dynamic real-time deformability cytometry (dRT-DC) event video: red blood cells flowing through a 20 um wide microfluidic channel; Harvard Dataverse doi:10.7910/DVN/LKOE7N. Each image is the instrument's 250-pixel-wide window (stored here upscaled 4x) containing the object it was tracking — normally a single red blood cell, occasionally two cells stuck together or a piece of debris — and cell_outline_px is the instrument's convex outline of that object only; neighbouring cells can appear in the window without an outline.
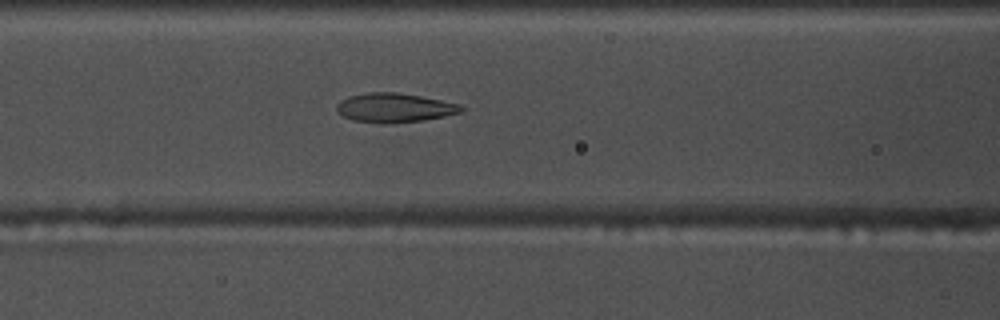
{"species": "common noctule bat (a hibernating species)", "species_latin": "Nyctalus noctula", "temperature_condition": "warm", "stored_images_in_passage": 53, "camera_frame_rate_fps": 3000, "um_per_image_px": 0.085, "animal": {"sex": "male", "body_mass_g": 17.5, "forearm_length_mm": 52.3}, "frame": {"image": 1, "passage_image": 21, "time_ms": 6.667, "image_size_px": [1000, 320], "cell_outline_px": [[464, 108], [460, 112], [444, 116], [424, 120], [388, 124], [352, 120], [344, 116], [336, 108], [336, 104], [340, 100], [348, 96], [368, 92], [396, 92], [420, 96], [460, 104]], "centroid_in_image_um": [33.51, 9.15], "position_along_channel_um": 133.1, "area_um2": 21.1}}
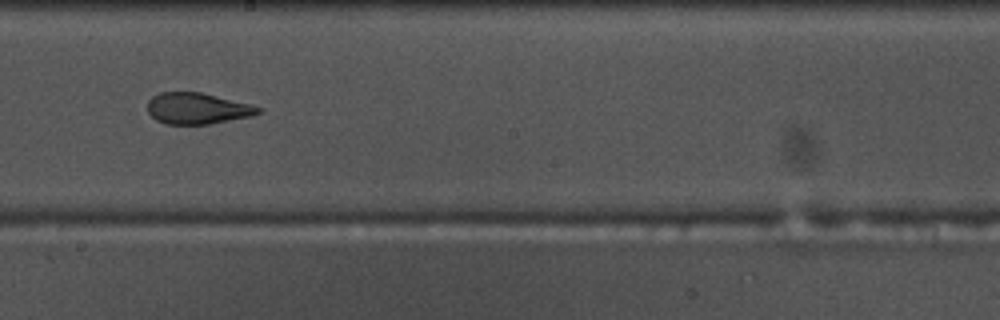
{"frame": {"image": 2, "passage_image": 29, "time_ms": 9.333, "image_size_px": [1000, 320], "cell_outline_px": [[260, 112], [252, 116], [212, 124], [164, 124], [156, 120], [148, 112], [148, 100], [152, 96], [160, 92], [200, 92], [248, 104], [260, 108]], "centroid_in_image_um": [16.72, 9.23], "position_along_channel_um": 231.5, "area_um2": 20.0}}
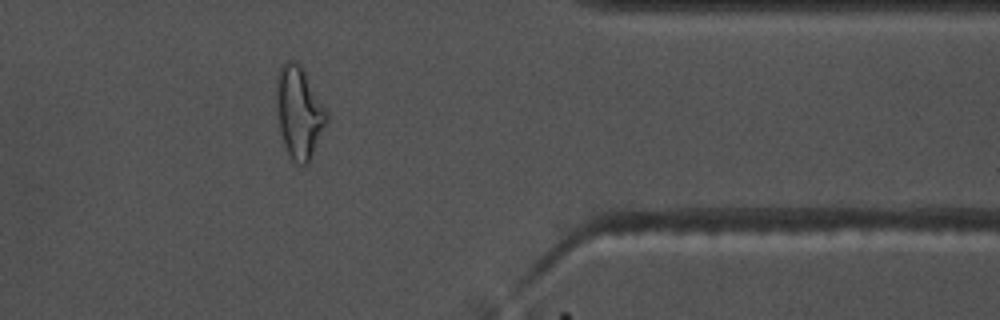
{"frame": {"image": 3, "passage_image": 43, "time_ms": 14.0, "image_size_px": [1000, 320], "cell_outline_px": [[328, 120], [308, 164], [304, 168], [296, 164], [292, 160], [288, 152], [280, 132], [276, 100], [276, 76], [284, 60], [292, 60], [300, 64], [304, 68], [328, 112]], "centroid_in_image_um": [25.43, 9.53], "position_along_channel_um": 386.0, "area_um2": 27.17}, "authors_computed_cell_mechanics": {"area_um2": 22.4842, "velocity_mm_per_s": 3.7068, "shape_relaxation_time_tau1_ms": 6.1346, "shape_relaxation_time_tau2_ms": 1.3421, "deformation_change_tau1": 0.2198, "deformation_change_tau2": 0.094}}